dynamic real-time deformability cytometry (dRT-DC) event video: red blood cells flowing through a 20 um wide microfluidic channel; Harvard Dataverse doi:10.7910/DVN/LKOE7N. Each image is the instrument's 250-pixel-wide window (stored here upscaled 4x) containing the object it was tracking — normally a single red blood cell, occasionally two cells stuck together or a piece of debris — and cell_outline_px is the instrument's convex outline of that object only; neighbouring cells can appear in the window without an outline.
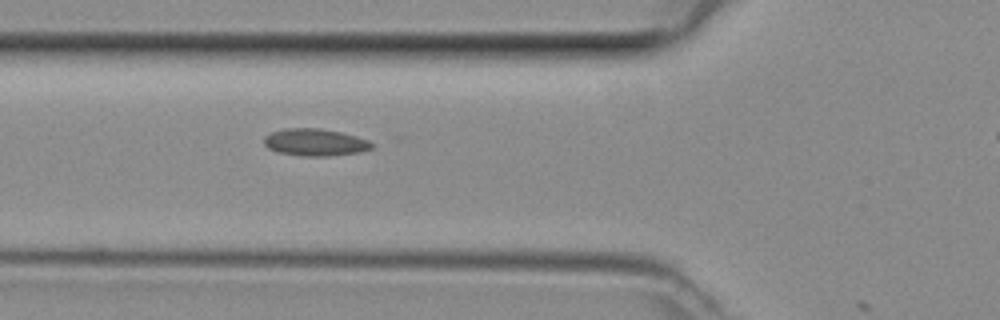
{"species": "common noctule bat (a hibernating species)", "species_latin": "Nyctalus noctula", "temperature_condition": "room temperature", "stored_images_in_passage": 18, "camera_frame_rate_fps": 3000, "um_per_image_px": 0.085, "animal": {"sex": "female", "body_mass_g": 29.2, "forearm_length_mm": 56.3}, "frame": {"image": 1, "passage_image": 17, "time_ms": 5.333, "image_size_px": [1000, 320], "cell_outline_px": [[372, 148], [360, 152], [328, 156], [304, 156], [276, 152], [268, 148], [264, 144], [264, 136], [272, 132], [284, 128], [320, 128], [340, 132], [356, 136], [368, 140], [372, 144]], "centroid_in_image_um": [26.75, 12.09], "position_along_channel_um": 99.0, "area_um2": 17.05}}